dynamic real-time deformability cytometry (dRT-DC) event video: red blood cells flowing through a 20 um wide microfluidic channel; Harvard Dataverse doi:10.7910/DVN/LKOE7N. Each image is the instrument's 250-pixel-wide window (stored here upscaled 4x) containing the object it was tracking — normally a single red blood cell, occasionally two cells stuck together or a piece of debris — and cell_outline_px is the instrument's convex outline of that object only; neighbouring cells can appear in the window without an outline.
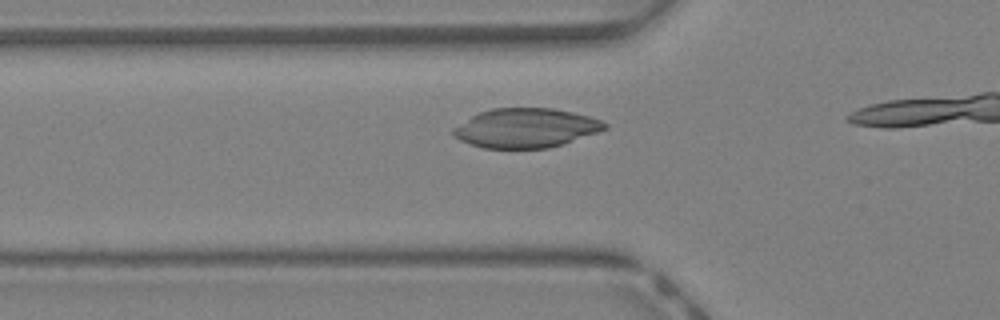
{"species": "Egyptian fruit bat (a non-hibernating species)", "species_latin": "Rousettus aegyptiacus", "temperature_condition": "warm", "stored_images_in_passage": 6, "camera_frame_rate_fps": 3000, "um_per_image_px": 0.085, "animal": {"sex": "female"}, "frame": {"image": 1, "passage_image": 2, "time_ms": 0.333, "image_size_px": [1000, 320], "cell_outline_px": [[608, 128], [548, 148], [484, 148], [460, 140], [452, 136], [452, 128], [472, 116], [480, 112], [492, 108], [552, 108], [572, 112], [588, 116], [600, 120], [608, 124]], "centroid_in_image_um": [44.65, 10.87], "position_along_channel_um": 81.1, "area_um2": 34.28}}
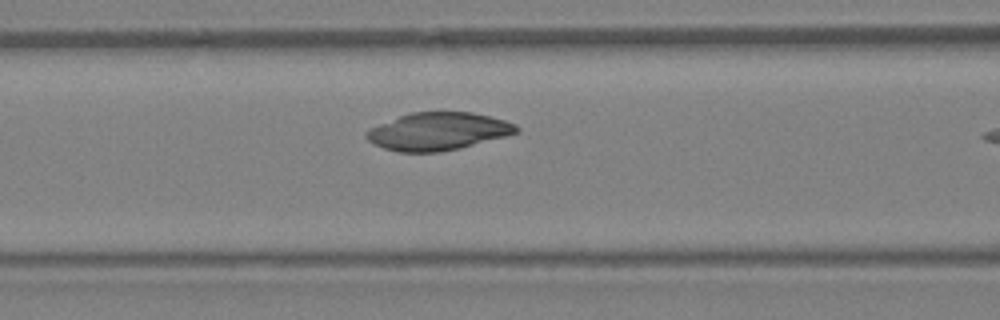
{"frame": {"image": 2, "passage_image": 5, "time_ms": 1.333, "image_size_px": [1000, 320], "cell_outline_px": [[520, 132], [460, 148], [440, 152], [396, 152], [384, 148], [368, 140], [364, 136], [364, 132], [368, 128], [400, 116], [412, 112], [472, 112], [504, 120], [516, 124], [520, 128]], "centroid_in_image_um": [37.22, 11.17], "position_along_channel_um": 129.4, "area_um2": 32.89}}